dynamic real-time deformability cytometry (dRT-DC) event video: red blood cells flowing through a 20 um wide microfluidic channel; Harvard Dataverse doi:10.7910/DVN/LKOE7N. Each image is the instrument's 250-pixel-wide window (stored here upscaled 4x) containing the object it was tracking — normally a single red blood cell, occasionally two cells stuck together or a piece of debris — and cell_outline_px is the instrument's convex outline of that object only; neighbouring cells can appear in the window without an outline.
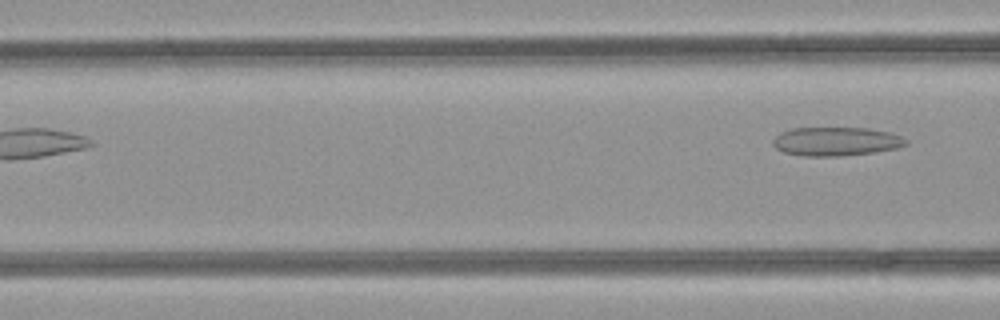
{"species": "common noctule bat (a hibernating species)", "species_latin": "Nyctalus noctula", "temperature_condition": "room temperature", "stored_images_in_passage": 6, "camera_frame_rate_fps": 3000, "um_per_image_px": 0.085, "animal": {"sex": "female", "body_mass_g": 21.9}, "frame": {"image": 1, "passage_image": 6, "time_ms": 1.667, "image_size_px": [1000, 320], "cell_outline_px": [[908, 144], [896, 148], [872, 152], [840, 156], [804, 156], [784, 152], [776, 148], [772, 144], [772, 140], [780, 132], [792, 128], [868, 128], [888, 132], [900, 136], [908, 140]], "centroid_in_image_um": [71.04, 12.02], "position_along_channel_um": 95.6, "area_um2": 22.2}}